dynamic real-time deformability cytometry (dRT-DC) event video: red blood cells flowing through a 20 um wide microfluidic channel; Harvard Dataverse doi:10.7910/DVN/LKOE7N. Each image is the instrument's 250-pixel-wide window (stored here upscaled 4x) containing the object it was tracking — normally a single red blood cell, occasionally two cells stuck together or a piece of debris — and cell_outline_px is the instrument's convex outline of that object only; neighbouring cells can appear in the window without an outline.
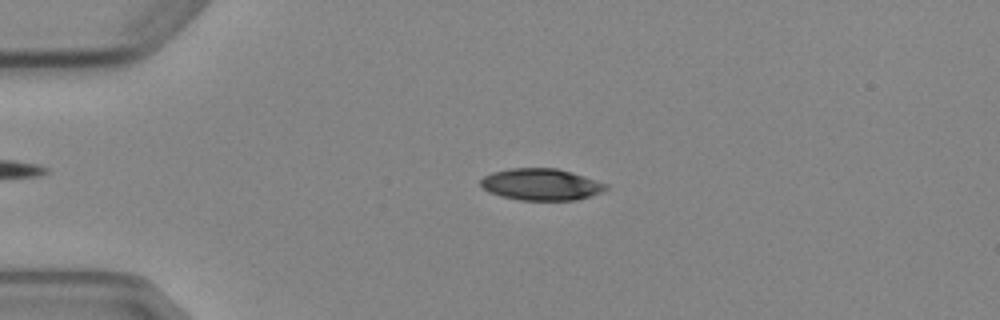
{"species": "Egyptian fruit bat (a non-hibernating species)", "species_latin": "Rousettus aegyptiacus", "temperature_condition": "cold", "stored_images_in_passage": 4, "camera_frame_rate_fps": 3000, "um_per_image_px": 0.085, "animal": {"sex": "female"}, "frame": {"image": 1, "passage_image": 3, "time_ms": 2.333, "image_size_px": [1000, 320], "cell_outline_px": [[608, 188], [604, 192], [576, 200], [520, 200], [500, 196], [488, 192], [480, 184], [480, 180], [484, 176], [492, 172], [512, 168], [556, 168], [572, 172], [608, 184]], "centroid_in_image_um": [46.01, 15.68], "position_along_channel_um": 39.0, "area_um2": 23.24}}